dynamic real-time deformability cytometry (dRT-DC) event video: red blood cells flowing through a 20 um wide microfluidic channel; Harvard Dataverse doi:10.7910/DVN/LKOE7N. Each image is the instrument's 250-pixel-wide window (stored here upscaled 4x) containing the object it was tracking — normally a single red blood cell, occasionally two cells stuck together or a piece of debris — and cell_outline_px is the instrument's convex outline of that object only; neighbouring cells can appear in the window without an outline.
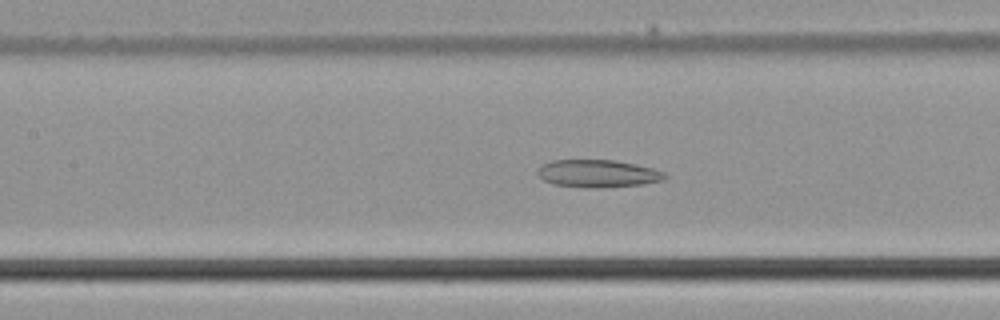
{"species": "common noctule bat (a hibernating species)", "species_latin": "Nyctalus noctula", "temperature_condition": "cold", "stored_images_in_passage": 50, "camera_frame_rate_fps": 3000, "um_per_image_px": 0.085, "animal": {"sex": "male", "body_mass_g": 21.5, "forearm_length_mm": 52.0}, "frame": {"image": 1, "passage_image": 23, "time_ms": 7.333, "image_size_px": [1000, 320], "cell_outline_px": [[668, 176], [664, 180], [644, 184], [596, 188], [584, 188], [552, 184], [544, 180], [536, 172], [544, 164], [552, 160], [612, 160], [636, 164], [652, 168], [664, 172]], "centroid_in_image_um": [50.84, 14.76], "position_along_channel_um": 156.6, "area_um2": 20.46}}
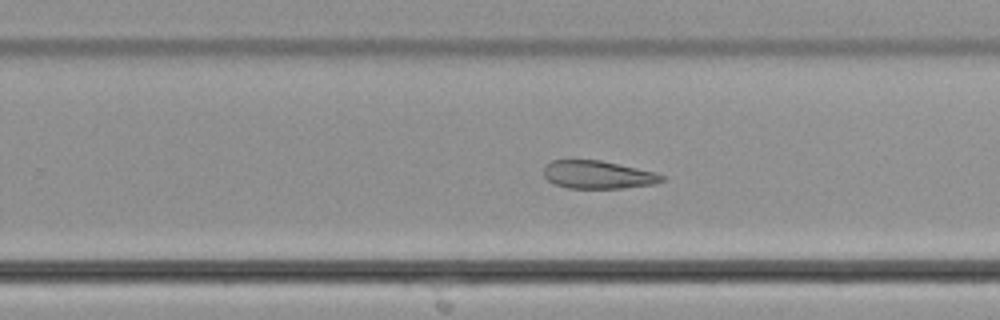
{"frame": {"image": 2, "passage_image": 32, "time_ms": 10.333, "image_size_px": [1000, 320], "cell_outline_px": [[664, 180], [656, 184], [620, 188], [568, 188], [556, 184], [548, 180], [544, 176], [544, 168], [552, 160], [600, 160], [656, 172], [664, 176]], "centroid_in_image_um": [50.85, 14.85], "position_along_channel_um": 279.0, "area_um2": 19.13}}
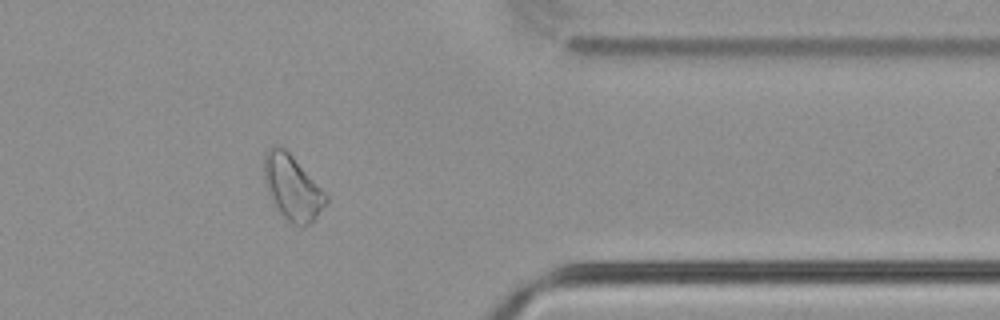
{"frame": {"image": 3, "passage_image": 41, "time_ms": 13.333, "image_size_px": [1000, 320], "cell_outline_px": [[328, 200], [316, 216], [304, 228], [300, 228], [292, 224], [280, 212], [268, 192], [264, 176], [264, 152], [268, 148], [276, 144], [280, 144], [292, 156], [328, 196]], "centroid_in_image_um": [24.82, 15.92], "position_along_channel_um": 386.6, "area_um2": 22.95}}